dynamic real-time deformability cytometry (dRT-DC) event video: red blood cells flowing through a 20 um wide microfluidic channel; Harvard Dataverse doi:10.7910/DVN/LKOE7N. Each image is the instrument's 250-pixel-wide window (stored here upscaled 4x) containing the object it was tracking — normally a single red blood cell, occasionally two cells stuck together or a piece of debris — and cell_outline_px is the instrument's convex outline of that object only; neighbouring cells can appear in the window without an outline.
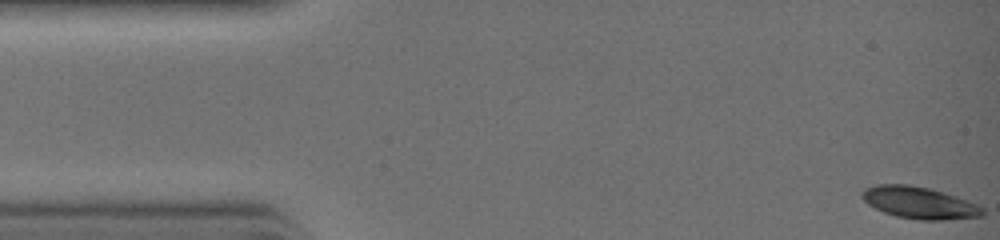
{"species": "common noctule bat (a hibernating species)", "species_latin": "Nyctalus noctula", "temperature_condition": "warm", "stored_images_in_passage": 30, "camera_frame_rate_fps": 3000, "um_per_image_px": 0.085, "animal": {"sex": "female", "body_mass_g": 19.0, "forearm_length_mm": 51.5}, "frame": {"image": 1, "passage_image": 1, "time_ms": 0.0, "image_size_px": [1000, 240], "cell_outline_px": [[984, 216], [940, 220], [916, 220], [896, 216], [884, 212], [868, 204], [860, 196], [860, 192], [864, 188], [876, 184], [908, 184], [928, 188], [944, 192], [968, 200], [984, 208]], "centroid_in_image_um": [78.12, 17.23], "position_along_channel_um": 6.9, "area_um2": 22.54}}
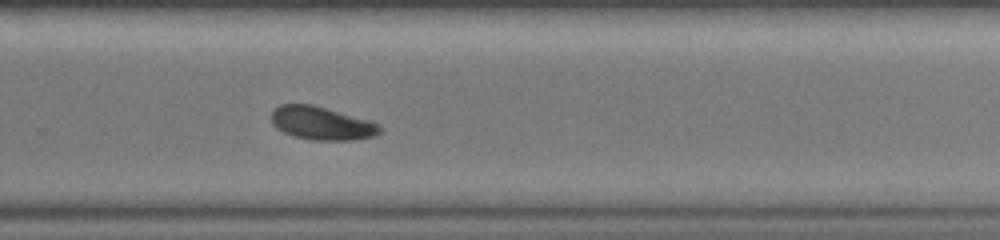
{"frame": {"image": 2, "passage_image": 22, "time_ms": 7.0, "image_size_px": [1000, 240], "cell_outline_px": [[384, 128], [380, 132], [372, 136], [352, 140], [312, 140], [292, 136], [276, 128], [272, 124], [272, 112], [280, 104], [312, 104], [372, 120], [380, 124]], "centroid_in_image_um": [27.37, 10.47], "position_along_channel_um": 302.4, "area_um2": 21.21}}
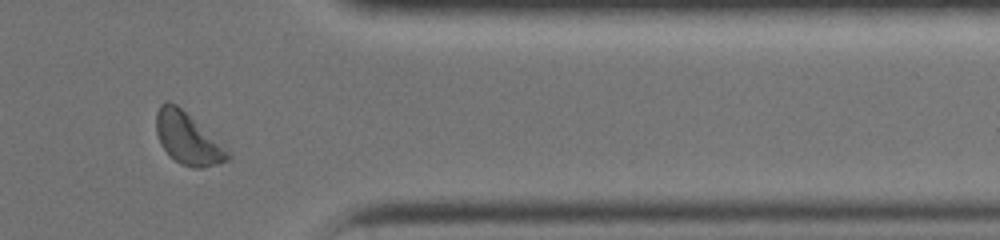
{"frame": {"image": 3, "passage_image": 27, "time_ms": 8.667, "image_size_px": [1000, 240], "cell_outline_px": [[232, 156], [228, 160], [204, 168], [192, 168], [180, 164], [160, 144], [156, 132], [156, 112], [160, 104], [168, 100], [176, 104], [232, 152]], "centroid_in_image_um": [15.97, 11.78], "position_along_channel_um": 395.4, "area_um2": 21.5}}